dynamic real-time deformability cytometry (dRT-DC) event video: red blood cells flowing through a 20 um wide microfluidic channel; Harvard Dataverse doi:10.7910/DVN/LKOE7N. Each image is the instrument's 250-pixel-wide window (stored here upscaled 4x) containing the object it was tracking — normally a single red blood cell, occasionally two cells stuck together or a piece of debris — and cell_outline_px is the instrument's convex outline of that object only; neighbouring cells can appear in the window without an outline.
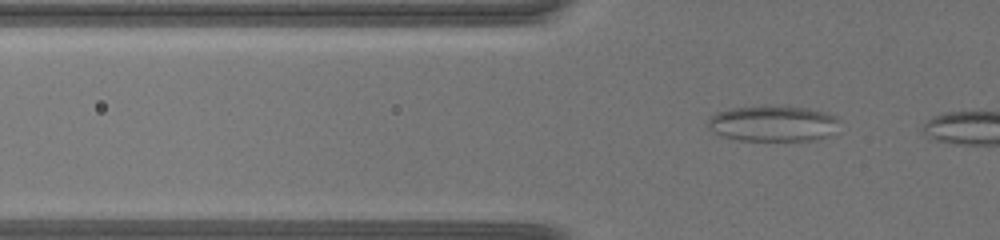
{"species": "common noctule bat (a hibernating species)", "species_latin": "Nyctalus noctula", "temperature_condition": "warm", "stored_images_in_passage": 42, "camera_frame_rate_fps": 3000, "um_per_image_px": 0.085, "animal": {"sex": "female", "body_mass_g": 19.5, "forearm_length_mm": 54.1}, "frame": {"image": 1, "passage_image": 7, "time_ms": 2.0, "image_size_px": [1000, 240], "cell_outline_px": [[840, 120], [828, 136], [816, 140], [740, 140], [724, 136], [712, 132], [708, 128], [708, 120], [716, 112], [732, 108], [764, 104], [808, 108], [824, 112], [836, 116]], "centroid_in_image_um": [65.67, 10.47], "position_along_channel_um": 60.1, "area_um2": 27.63}}
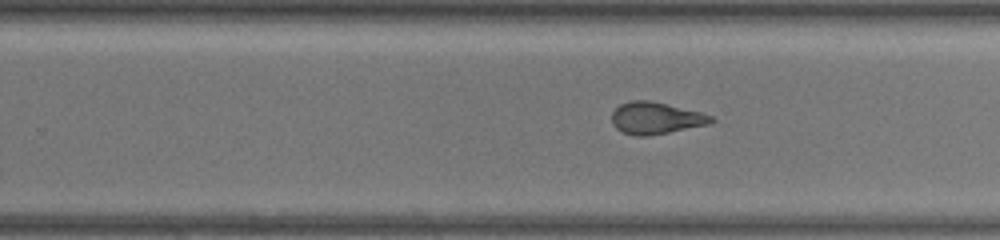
{"frame": {"image": 2, "passage_image": 28, "time_ms": 9.0, "image_size_px": [1000, 240], "cell_outline_px": [[716, 120], [708, 124], [648, 136], [632, 136], [620, 132], [612, 124], [612, 112], [620, 104], [632, 100], [648, 100], [700, 112], [712, 116]], "centroid_in_image_um": [55.69, 10.05], "position_along_channel_um": 274.1, "area_um2": 18.38}}
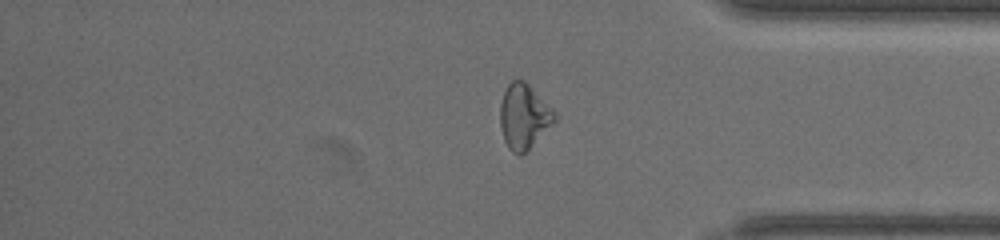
{"frame": {"image": 3, "passage_image": 40, "time_ms": 13.0, "image_size_px": [1000, 240], "cell_outline_px": [[556, 120], [520, 156], [512, 152], [508, 148], [504, 140], [500, 124], [500, 104], [504, 92], [508, 84], [512, 80], [524, 80], [556, 112]], "centroid_in_image_um": [44.51, 9.88], "position_along_channel_um": 390.7, "area_um2": 20.23}}